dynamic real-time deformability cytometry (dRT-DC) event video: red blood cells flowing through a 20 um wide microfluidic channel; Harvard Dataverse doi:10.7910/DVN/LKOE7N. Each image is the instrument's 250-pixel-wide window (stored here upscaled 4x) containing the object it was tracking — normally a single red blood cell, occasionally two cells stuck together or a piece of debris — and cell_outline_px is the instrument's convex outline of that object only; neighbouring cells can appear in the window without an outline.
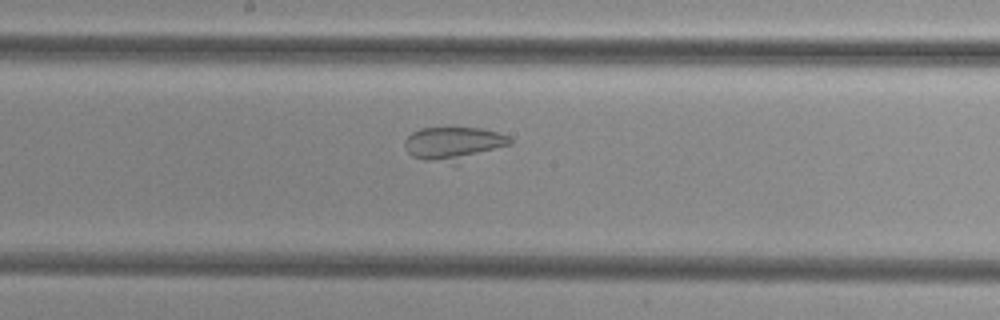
{"species": "common noctule bat (a hibernating species)", "species_latin": "Nyctalus noctula", "temperature_condition": "cold", "stored_images_in_passage": 38, "camera_frame_rate_fps": 3000, "um_per_image_px": 0.085, "animal": {"sex": "female", "body_mass_g": 29.2, "forearm_length_mm": 56.3}, "frame": {"image": 1, "passage_image": 15, "time_ms": 4.667, "image_size_px": [1000, 320], "cell_outline_px": [[512, 144], [456, 164], [424, 160], [412, 156], [404, 148], [404, 140], [412, 132], [420, 128], [480, 128], [496, 132], [508, 136], [512, 140]], "centroid_in_image_um": [38.55, 12.22], "position_along_channel_um": 209.7, "area_um2": 20.75}}
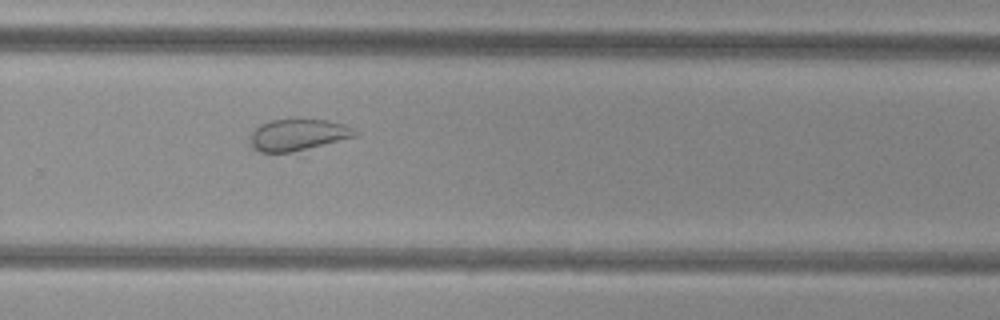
{"frame": {"image": 2, "passage_image": 22, "time_ms": 7.0, "image_size_px": [1000, 320], "cell_outline_px": [[356, 136], [292, 152], [260, 152], [252, 144], [252, 132], [260, 124], [272, 120], [292, 116], [300, 116], [328, 120], [344, 124], [352, 128], [356, 132]], "centroid_in_image_um": [25.34, 11.39], "position_along_channel_um": 304.5, "area_um2": 19.54}}
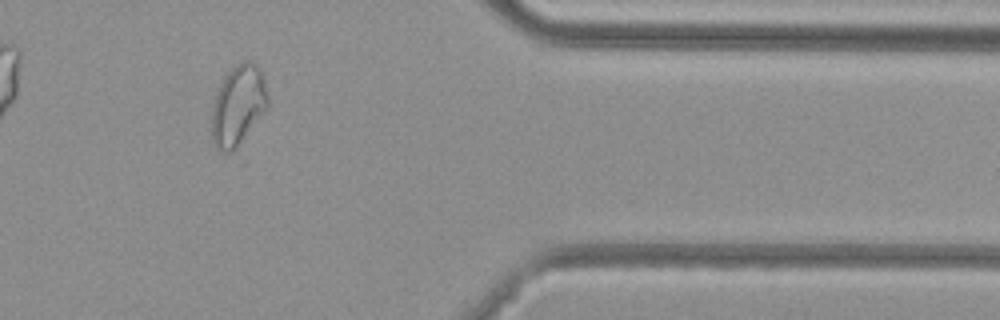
{"frame": {"image": 3, "passage_image": 30, "time_ms": 9.667, "image_size_px": [1000, 320], "cell_outline_px": [[268, 108], [236, 148], [232, 152], [220, 152], [212, 144], [212, 108], [216, 92], [224, 76], [236, 64], [244, 60], [248, 60], [256, 64], [260, 68], [264, 76], [268, 96]], "centroid_in_image_um": [20.24, 8.95], "position_along_channel_um": 391.2, "area_um2": 26.47}}